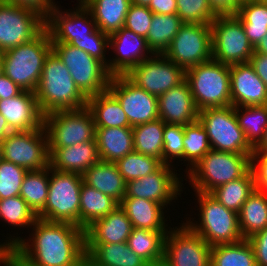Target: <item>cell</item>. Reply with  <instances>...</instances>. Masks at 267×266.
<instances>
[{
  "label": "cell",
  "instance_id": "obj_52",
  "mask_svg": "<svg viewBox=\"0 0 267 266\" xmlns=\"http://www.w3.org/2000/svg\"><path fill=\"white\" fill-rule=\"evenodd\" d=\"M216 15H236L242 2L240 0H207Z\"/></svg>",
  "mask_w": 267,
  "mask_h": 266
},
{
  "label": "cell",
  "instance_id": "obj_15",
  "mask_svg": "<svg viewBox=\"0 0 267 266\" xmlns=\"http://www.w3.org/2000/svg\"><path fill=\"white\" fill-rule=\"evenodd\" d=\"M182 222L165 236L162 266H210L211 246Z\"/></svg>",
  "mask_w": 267,
  "mask_h": 266
},
{
  "label": "cell",
  "instance_id": "obj_61",
  "mask_svg": "<svg viewBox=\"0 0 267 266\" xmlns=\"http://www.w3.org/2000/svg\"><path fill=\"white\" fill-rule=\"evenodd\" d=\"M3 74V60L0 53V76Z\"/></svg>",
  "mask_w": 267,
  "mask_h": 266
},
{
  "label": "cell",
  "instance_id": "obj_49",
  "mask_svg": "<svg viewBox=\"0 0 267 266\" xmlns=\"http://www.w3.org/2000/svg\"><path fill=\"white\" fill-rule=\"evenodd\" d=\"M251 169L254 173L256 189L267 193V154H252Z\"/></svg>",
  "mask_w": 267,
  "mask_h": 266
},
{
  "label": "cell",
  "instance_id": "obj_41",
  "mask_svg": "<svg viewBox=\"0 0 267 266\" xmlns=\"http://www.w3.org/2000/svg\"><path fill=\"white\" fill-rule=\"evenodd\" d=\"M183 143L186 174L211 150L207 131L199 119L184 126Z\"/></svg>",
  "mask_w": 267,
  "mask_h": 266
},
{
  "label": "cell",
  "instance_id": "obj_38",
  "mask_svg": "<svg viewBox=\"0 0 267 266\" xmlns=\"http://www.w3.org/2000/svg\"><path fill=\"white\" fill-rule=\"evenodd\" d=\"M164 129L165 123L160 118L132 127L134 151L163 162Z\"/></svg>",
  "mask_w": 267,
  "mask_h": 266
},
{
  "label": "cell",
  "instance_id": "obj_9",
  "mask_svg": "<svg viewBox=\"0 0 267 266\" xmlns=\"http://www.w3.org/2000/svg\"><path fill=\"white\" fill-rule=\"evenodd\" d=\"M199 121L207 131L212 150L252 155L253 147L238 124L233 105L199 111Z\"/></svg>",
  "mask_w": 267,
  "mask_h": 266
},
{
  "label": "cell",
  "instance_id": "obj_45",
  "mask_svg": "<svg viewBox=\"0 0 267 266\" xmlns=\"http://www.w3.org/2000/svg\"><path fill=\"white\" fill-rule=\"evenodd\" d=\"M184 126L183 125H173L165 124V129L163 133V163L174 165L175 159L176 163L181 161L184 163ZM179 160V161H178ZM183 161V163H182Z\"/></svg>",
  "mask_w": 267,
  "mask_h": 266
},
{
  "label": "cell",
  "instance_id": "obj_2",
  "mask_svg": "<svg viewBox=\"0 0 267 266\" xmlns=\"http://www.w3.org/2000/svg\"><path fill=\"white\" fill-rule=\"evenodd\" d=\"M74 5L77 6L65 11L57 1L45 18V29L52 43H68L84 50L101 61L108 70L109 35L96 27L91 12L80 0Z\"/></svg>",
  "mask_w": 267,
  "mask_h": 266
},
{
  "label": "cell",
  "instance_id": "obj_11",
  "mask_svg": "<svg viewBox=\"0 0 267 266\" xmlns=\"http://www.w3.org/2000/svg\"><path fill=\"white\" fill-rule=\"evenodd\" d=\"M43 126L48 148H65L95 139L96 126L92 112L87 107L46 114Z\"/></svg>",
  "mask_w": 267,
  "mask_h": 266
},
{
  "label": "cell",
  "instance_id": "obj_16",
  "mask_svg": "<svg viewBox=\"0 0 267 266\" xmlns=\"http://www.w3.org/2000/svg\"><path fill=\"white\" fill-rule=\"evenodd\" d=\"M125 76L136 86L159 97L186 80V71L164 54H153L132 67Z\"/></svg>",
  "mask_w": 267,
  "mask_h": 266
},
{
  "label": "cell",
  "instance_id": "obj_36",
  "mask_svg": "<svg viewBox=\"0 0 267 266\" xmlns=\"http://www.w3.org/2000/svg\"><path fill=\"white\" fill-rule=\"evenodd\" d=\"M236 16L255 48L267 34V3L262 0L244 1Z\"/></svg>",
  "mask_w": 267,
  "mask_h": 266
},
{
  "label": "cell",
  "instance_id": "obj_56",
  "mask_svg": "<svg viewBox=\"0 0 267 266\" xmlns=\"http://www.w3.org/2000/svg\"><path fill=\"white\" fill-rule=\"evenodd\" d=\"M253 154H267V126L265 128L262 139L253 148Z\"/></svg>",
  "mask_w": 267,
  "mask_h": 266
},
{
  "label": "cell",
  "instance_id": "obj_8",
  "mask_svg": "<svg viewBox=\"0 0 267 266\" xmlns=\"http://www.w3.org/2000/svg\"><path fill=\"white\" fill-rule=\"evenodd\" d=\"M82 175L50 167L48 197L37 218L50 222L71 223L80 227Z\"/></svg>",
  "mask_w": 267,
  "mask_h": 266
},
{
  "label": "cell",
  "instance_id": "obj_39",
  "mask_svg": "<svg viewBox=\"0 0 267 266\" xmlns=\"http://www.w3.org/2000/svg\"><path fill=\"white\" fill-rule=\"evenodd\" d=\"M210 266H256L254 250L247 239L212 246Z\"/></svg>",
  "mask_w": 267,
  "mask_h": 266
},
{
  "label": "cell",
  "instance_id": "obj_30",
  "mask_svg": "<svg viewBox=\"0 0 267 266\" xmlns=\"http://www.w3.org/2000/svg\"><path fill=\"white\" fill-rule=\"evenodd\" d=\"M91 12L96 27L108 35L124 27L131 0H80Z\"/></svg>",
  "mask_w": 267,
  "mask_h": 266
},
{
  "label": "cell",
  "instance_id": "obj_6",
  "mask_svg": "<svg viewBox=\"0 0 267 266\" xmlns=\"http://www.w3.org/2000/svg\"><path fill=\"white\" fill-rule=\"evenodd\" d=\"M251 156L211 149L183 179L193 191L210 194L225 183L243 177L251 169Z\"/></svg>",
  "mask_w": 267,
  "mask_h": 266
},
{
  "label": "cell",
  "instance_id": "obj_25",
  "mask_svg": "<svg viewBox=\"0 0 267 266\" xmlns=\"http://www.w3.org/2000/svg\"><path fill=\"white\" fill-rule=\"evenodd\" d=\"M132 230L131 221L119 205L111 213L97 219L85 229V243L127 242Z\"/></svg>",
  "mask_w": 267,
  "mask_h": 266
},
{
  "label": "cell",
  "instance_id": "obj_10",
  "mask_svg": "<svg viewBox=\"0 0 267 266\" xmlns=\"http://www.w3.org/2000/svg\"><path fill=\"white\" fill-rule=\"evenodd\" d=\"M52 50L68 68L76 86L87 98L108 89L112 75L101 61L68 43H52Z\"/></svg>",
  "mask_w": 267,
  "mask_h": 266
},
{
  "label": "cell",
  "instance_id": "obj_33",
  "mask_svg": "<svg viewBox=\"0 0 267 266\" xmlns=\"http://www.w3.org/2000/svg\"><path fill=\"white\" fill-rule=\"evenodd\" d=\"M238 224L243 239L267 227V193L256 189L249 195L238 213Z\"/></svg>",
  "mask_w": 267,
  "mask_h": 266
},
{
  "label": "cell",
  "instance_id": "obj_23",
  "mask_svg": "<svg viewBox=\"0 0 267 266\" xmlns=\"http://www.w3.org/2000/svg\"><path fill=\"white\" fill-rule=\"evenodd\" d=\"M159 118L165 124L187 125L198 119L199 111L185 80L158 97Z\"/></svg>",
  "mask_w": 267,
  "mask_h": 266
},
{
  "label": "cell",
  "instance_id": "obj_18",
  "mask_svg": "<svg viewBox=\"0 0 267 266\" xmlns=\"http://www.w3.org/2000/svg\"><path fill=\"white\" fill-rule=\"evenodd\" d=\"M173 166H176V164H163L154 173L127 182L126 195L124 197H136L154 201L169 210L168 206L176 203V200L179 199L178 197L181 198V194L184 191L183 177L178 174L176 167Z\"/></svg>",
  "mask_w": 267,
  "mask_h": 266
},
{
  "label": "cell",
  "instance_id": "obj_35",
  "mask_svg": "<svg viewBox=\"0 0 267 266\" xmlns=\"http://www.w3.org/2000/svg\"><path fill=\"white\" fill-rule=\"evenodd\" d=\"M184 24L177 14H153L146 42L153 54H164Z\"/></svg>",
  "mask_w": 267,
  "mask_h": 266
},
{
  "label": "cell",
  "instance_id": "obj_5",
  "mask_svg": "<svg viewBox=\"0 0 267 266\" xmlns=\"http://www.w3.org/2000/svg\"><path fill=\"white\" fill-rule=\"evenodd\" d=\"M51 51L52 41L44 29L33 40L1 53L3 73L23 91L35 92Z\"/></svg>",
  "mask_w": 267,
  "mask_h": 266
},
{
  "label": "cell",
  "instance_id": "obj_3",
  "mask_svg": "<svg viewBox=\"0 0 267 266\" xmlns=\"http://www.w3.org/2000/svg\"><path fill=\"white\" fill-rule=\"evenodd\" d=\"M35 96L43 115L54 111L83 109L87 107L88 101L53 50L45 60Z\"/></svg>",
  "mask_w": 267,
  "mask_h": 266
},
{
  "label": "cell",
  "instance_id": "obj_53",
  "mask_svg": "<svg viewBox=\"0 0 267 266\" xmlns=\"http://www.w3.org/2000/svg\"><path fill=\"white\" fill-rule=\"evenodd\" d=\"M23 90L4 73L0 76V100L19 95Z\"/></svg>",
  "mask_w": 267,
  "mask_h": 266
},
{
  "label": "cell",
  "instance_id": "obj_19",
  "mask_svg": "<svg viewBox=\"0 0 267 266\" xmlns=\"http://www.w3.org/2000/svg\"><path fill=\"white\" fill-rule=\"evenodd\" d=\"M108 90L117 98L131 127L159 118L158 97L136 86L125 75H113Z\"/></svg>",
  "mask_w": 267,
  "mask_h": 266
},
{
  "label": "cell",
  "instance_id": "obj_20",
  "mask_svg": "<svg viewBox=\"0 0 267 266\" xmlns=\"http://www.w3.org/2000/svg\"><path fill=\"white\" fill-rule=\"evenodd\" d=\"M114 57L108 60V72L125 75L132 67L153 55L146 38L122 27L109 35V49Z\"/></svg>",
  "mask_w": 267,
  "mask_h": 266
},
{
  "label": "cell",
  "instance_id": "obj_1",
  "mask_svg": "<svg viewBox=\"0 0 267 266\" xmlns=\"http://www.w3.org/2000/svg\"><path fill=\"white\" fill-rule=\"evenodd\" d=\"M30 230L2 238V266H80L86 257L85 230L74 224L37 218Z\"/></svg>",
  "mask_w": 267,
  "mask_h": 266
},
{
  "label": "cell",
  "instance_id": "obj_55",
  "mask_svg": "<svg viewBox=\"0 0 267 266\" xmlns=\"http://www.w3.org/2000/svg\"><path fill=\"white\" fill-rule=\"evenodd\" d=\"M249 63L253 66L256 74L267 87V55L254 52Z\"/></svg>",
  "mask_w": 267,
  "mask_h": 266
},
{
  "label": "cell",
  "instance_id": "obj_17",
  "mask_svg": "<svg viewBox=\"0 0 267 266\" xmlns=\"http://www.w3.org/2000/svg\"><path fill=\"white\" fill-rule=\"evenodd\" d=\"M45 29V18L38 12L0 3V53L27 43Z\"/></svg>",
  "mask_w": 267,
  "mask_h": 266
},
{
  "label": "cell",
  "instance_id": "obj_34",
  "mask_svg": "<svg viewBox=\"0 0 267 266\" xmlns=\"http://www.w3.org/2000/svg\"><path fill=\"white\" fill-rule=\"evenodd\" d=\"M80 228L85 230L97 219L111 213L120 204L110 196L101 193L85 183L80 192Z\"/></svg>",
  "mask_w": 267,
  "mask_h": 266
},
{
  "label": "cell",
  "instance_id": "obj_57",
  "mask_svg": "<svg viewBox=\"0 0 267 266\" xmlns=\"http://www.w3.org/2000/svg\"><path fill=\"white\" fill-rule=\"evenodd\" d=\"M13 132L8 124L6 119L0 113V143L11 133Z\"/></svg>",
  "mask_w": 267,
  "mask_h": 266
},
{
  "label": "cell",
  "instance_id": "obj_27",
  "mask_svg": "<svg viewBox=\"0 0 267 266\" xmlns=\"http://www.w3.org/2000/svg\"><path fill=\"white\" fill-rule=\"evenodd\" d=\"M100 161L115 163L134 151L132 127L96 128Z\"/></svg>",
  "mask_w": 267,
  "mask_h": 266
},
{
  "label": "cell",
  "instance_id": "obj_37",
  "mask_svg": "<svg viewBox=\"0 0 267 266\" xmlns=\"http://www.w3.org/2000/svg\"><path fill=\"white\" fill-rule=\"evenodd\" d=\"M255 188L254 173L250 169L243 177L225 183L213 190L210 195L225 208L239 213L241 207Z\"/></svg>",
  "mask_w": 267,
  "mask_h": 266
},
{
  "label": "cell",
  "instance_id": "obj_31",
  "mask_svg": "<svg viewBox=\"0 0 267 266\" xmlns=\"http://www.w3.org/2000/svg\"><path fill=\"white\" fill-rule=\"evenodd\" d=\"M87 108L92 112L96 128L131 127L121 104L108 89L88 97Z\"/></svg>",
  "mask_w": 267,
  "mask_h": 266
},
{
  "label": "cell",
  "instance_id": "obj_21",
  "mask_svg": "<svg viewBox=\"0 0 267 266\" xmlns=\"http://www.w3.org/2000/svg\"><path fill=\"white\" fill-rule=\"evenodd\" d=\"M231 105H267V87L248 63L230 65Z\"/></svg>",
  "mask_w": 267,
  "mask_h": 266
},
{
  "label": "cell",
  "instance_id": "obj_24",
  "mask_svg": "<svg viewBox=\"0 0 267 266\" xmlns=\"http://www.w3.org/2000/svg\"><path fill=\"white\" fill-rule=\"evenodd\" d=\"M49 166L62 172L82 175L100 161L96 139L65 148H48Z\"/></svg>",
  "mask_w": 267,
  "mask_h": 266
},
{
  "label": "cell",
  "instance_id": "obj_62",
  "mask_svg": "<svg viewBox=\"0 0 267 266\" xmlns=\"http://www.w3.org/2000/svg\"><path fill=\"white\" fill-rule=\"evenodd\" d=\"M241 2H244V1H255V0H240Z\"/></svg>",
  "mask_w": 267,
  "mask_h": 266
},
{
  "label": "cell",
  "instance_id": "obj_4",
  "mask_svg": "<svg viewBox=\"0 0 267 266\" xmlns=\"http://www.w3.org/2000/svg\"><path fill=\"white\" fill-rule=\"evenodd\" d=\"M195 192L198 219L185 218V224L200 235L211 247L219 244H233L243 240L238 224V213L225 208L210 194ZM198 204V206H197ZM192 220V221H191ZM195 221V222H194Z\"/></svg>",
  "mask_w": 267,
  "mask_h": 266
},
{
  "label": "cell",
  "instance_id": "obj_54",
  "mask_svg": "<svg viewBox=\"0 0 267 266\" xmlns=\"http://www.w3.org/2000/svg\"><path fill=\"white\" fill-rule=\"evenodd\" d=\"M148 8L153 14H177V0H152Z\"/></svg>",
  "mask_w": 267,
  "mask_h": 266
},
{
  "label": "cell",
  "instance_id": "obj_42",
  "mask_svg": "<svg viewBox=\"0 0 267 266\" xmlns=\"http://www.w3.org/2000/svg\"><path fill=\"white\" fill-rule=\"evenodd\" d=\"M235 115L247 141L254 148L267 126V105L235 107Z\"/></svg>",
  "mask_w": 267,
  "mask_h": 266
},
{
  "label": "cell",
  "instance_id": "obj_26",
  "mask_svg": "<svg viewBox=\"0 0 267 266\" xmlns=\"http://www.w3.org/2000/svg\"><path fill=\"white\" fill-rule=\"evenodd\" d=\"M120 206L126 212L133 228L148 230H170L172 228L170 226L172 224L168 227L169 220L165 215L168 212L167 208L157 202L136 197H123Z\"/></svg>",
  "mask_w": 267,
  "mask_h": 266
},
{
  "label": "cell",
  "instance_id": "obj_51",
  "mask_svg": "<svg viewBox=\"0 0 267 266\" xmlns=\"http://www.w3.org/2000/svg\"><path fill=\"white\" fill-rule=\"evenodd\" d=\"M4 3L32 9L44 18L48 16L49 12L55 6L52 0H4Z\"/></svg>",
  "mask_w": 267,
  "mask_h": 266
},
{
  "label": "cell",
  "instance_id": "obj_48",
  "mask_svg": "<svg viewBox=\"0 0 267 266\" xmlns=\"http://www.w3.org/2000/svg\"><path fill=\"white\" fill-rule=\"evenodd\" d=\"M152 17L153 13L148 7L131 4L125 18L124 27L146 38Z\"/></svg>",
  "mask_w": 267,
  "mask_h": 266
},
{
  "label": "cell",
  "instance_id": "obj_13",
  "mask_svg": "<svg viewBox=\"0 0 267 266\" xmlns=\"http://www.w3.org/2000/svg\"><path fill=\"white\" fill-rule=\"evenodd\" d=\"M49 157L48 138L44 127L11 132L0 143V158L27 171L49 167Z\"/></svg>",
  "mask_w": 267,
  "mask_h": 266
},
{
  "label": "cell",
  "instance_id": "obj_63",
  "mask_svg": "<svg viewBox=\"0 0 267 266\" xmlns=\"http://www.w3.org/2000/svg\"><path fill=\"white\" fill-rule=\"evenodd\" d=\"M0 266H2V258L0 257Z\"/></svg>",
  "mask_w": 267,
  "mask_h": 266
},
{
  "label": "cell",
  "instance_id": "obj_12",
  "mask_svg": "<svg viewBox=\"0 0 267 266\" xmlns=\"http://www.w3.org/2000/svg\"><path fill=\"white\" fill-rule=\"evenodd\" d=\"M212 59L226 65L250 62L254 47L236 15H217L211 22Z\"/></svg>",
  "mask_w": 267,
  "mask_h": 266
},
{
  "label": "cell",
  "instance_id": "obj_47",
  "mask_svg": "<svg viewBox=\"0 0 267 266\" xmlns=\"http://www.w3.org/2000/svg\"><path fill=\"white\" fill-rule=\"evenodd\" d=\"M27 172L25 168L0 158V199L18 196Z\"/></svg>",
  "mask_w": 267,
  "mask_h": 266
},
{
  "label": "cell",
  "instance_id": "obj_46",
  "mask_svg": "<svg viewBox=\"0 0 267 266\" xmlns=\"http://www.w3.org/2000/svg\"><path fill=\"white\" fill-rule=\"evenodd\" d=\"M177 15L184 23L211 24L217 17L207 0H177Z\"/></svg>",
  "mask_w": 267,
  "mask_h": 266
},
{
  "label": "cell",
  "instance_id": "obj_29",
  "mask_svg": "<svg viewBox=\"0 0 267 266\" xmlns=\"http://www.w3.org/2000/svg\"><path fill=\"white\" fill-rule=\"evenodd\" d=\"M86 257L97 266H150L123 243H85Z\"/></svg>",
  "mask_w": 267,
  "mask_h": 266
},
{
  "label": "cell",
  "instance_id": "obj_59",
  "mask_svg": "<svg viewBox=\"0 0 267 266\" xmlns=\"http://www.w3.org/2000/svg\"><path fill=\"white\" fill-rule=\"evenodd\" d=\"M152 0H131V4L143 7H149Z\"/></svg>",
  "mask_w": 267,
  "mask_h": 266
},
{
  "label": "cell",
  "instance_id": "obj_22",
  "mask_svg": "<svg viewBox=\"0 0 267 266\" xmlns=\"http://www.w3.org/2000/svg\"><path fill=\"white\" fill-rule=\"evenodd\" d=\"M0 113L13 132L44 127V115L35 92L22 91L15 97L0 100Z\"/></svg>",
  "mask_w": 267,
  "mask_h": 266
},
{
  "label": "cell",
  "instance_id": "obj_43",
  "mask_svg": "<svg viewBox=\"0 0 267 266\" xmlns=\"http://www.w3.org/2000/svg\"><path fill=\"white\" fill-rule=\"evenodd\" d=\"M36 219L37 215L20 195L0 199V220L3 225L8 223V227H17V230L24 228L21 231L28 229L29 232Z\"/></svg>",
  "mask_w": 267,
  "mask_h": 266
},
{
  "label": "cell",
  "instance_id": "obj_50",
  "mask_svg": "<svg viewBox=\"0 0 267 266\" xmlns=\"http://www.w3.org/2000/svg\"><path fill=\"white\" fill-rule=\"evenodd\" d=\"M247 240L254 250L256 266H267V227Z\"/></svg>",
  "mask_w": 267,
  "mask_h": 266
},
{
  "label": "cell",
  "instance_id": "obj_28",
  "mask_svg": "<svg viewBox=\"0 0 267 266\" xmlns=\"http://www.w3.org/2000/svg\"><path fill=\"white\" fill-rule=\"evenodd\" d=\"M83 183L115 199L119 204L126 195L127 183L115 163L99 161L82 174Z\"/></svg>",
  "mask_w": 267,
  "mask_h": 266
},
{
  "label": "cell",
  "instance_id": "obj_44",
  "mask_svg": "<svg viewBox=\"0 0 267 266\" xmlns=\"http://www.w3.org/2000/svg\"><path fill=\"white\" fill-rule=\"evenodd\" d=\"M123 179L130 182L157 171L164 163L154 157L133 151L115 162Z\"/></svg>",
  "mask_w": 267,
  "mask_h": 266
},
{
  "label": "cell",
  "instance_id": "obj_58",
  "mask_svg": "<svg viewBox=\"0 0 267 266\" xmlns=\"http://www.w3.org/2000/svg\"><path fill=\"white\" fill-rule=\"evenodd\" d=\"M255 53L265 54L267 55V34L266 36L260 41V43L254 48Z\"/></svg>",
  "mask_w": 267,
  "mask_h": 266
},
{
  "label": "cell",
  "instance_id": "obj_40",
  "mask_svg": "<svg viewBox=\"0 0 267 266\" xmlns=\"http://www.w3.org/2000/svg\"><path fill=\"white\" fill-rule=\"evenodd\" d=\"M50 182V166L28 171L22 181L20 196L37 215L45 206Z\"/></svg>",
  "mask_w": 267,
  "mask_h": 266
},
{
  "label": "cell",
  "instance_id": "obj_7",
  "mask_svg": "<svg viewBox=\"0 0 267 266\" xmlns=\"http://www.w3.org/2000/svg\"><path fill=\"white\" fill-rule=\"evenodd\" d=\"M186 81L198 111L231 106L229 65L214 59L200 63L186 71Z\"/></svg>",
  "mask_w": 267,
  "mask_h": 266
},
{
  "label": "cell",
  "instance_id": "obj_32",
  "mask_svg": "<svg viewBox=\"0 0 267 266\" xmlns=\"http://www.w3.org/2000/svg\"><path fill=\"white\" fill-rule=\"evenodd\" d=\"M168 231L133 228L128 237L127 245L150 266H162L164 239Z\"/></svg>",
  "mask_w": 267,
  "mask_h": 266
},
{
  "label": "cell",
  "instance_id": "obj_14",
  "mask_svg": "<svg viewBox=\"0 0 267 266\" xmlns=\"http://www.w3.org/2000/svg\"><path fill=\"white\" fill-rule=\"evenodd\" d=\"M164 55L185 71L211 60V24L184 23Z\"/></svg>",
  "mask_w": 267,
  "mask_h": 266
},
{
  "label": "cell",
  "instance_id": "obj_60",
  "mask_svg": "<svg viewBox=\"0 0 267 266\" xmlns=\"http://www.w3.org/2000/svg\"><path fill=\"white\" fill-rule=\"evenodd\" d=\"M80 266H97L93 262H91L87 257H85Z\"/></svg>",
  "mask_w": 267,
  "mask_h": 266
}]
</instances>
